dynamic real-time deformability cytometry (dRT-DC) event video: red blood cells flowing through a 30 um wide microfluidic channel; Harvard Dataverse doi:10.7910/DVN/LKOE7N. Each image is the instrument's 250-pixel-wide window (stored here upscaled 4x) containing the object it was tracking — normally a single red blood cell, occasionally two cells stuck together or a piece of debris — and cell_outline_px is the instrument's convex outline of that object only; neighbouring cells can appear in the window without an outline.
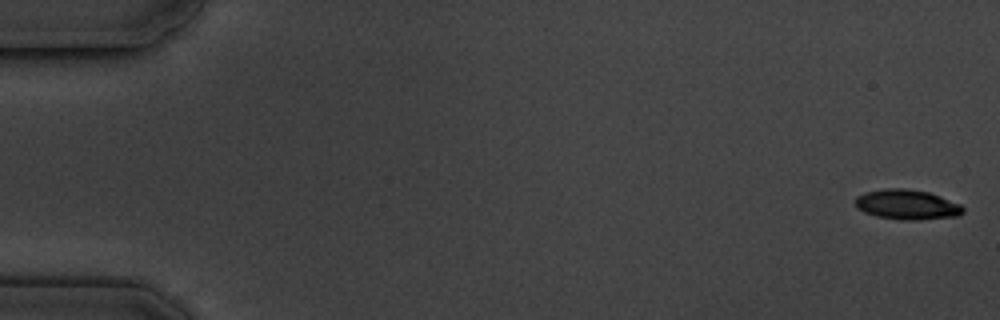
{"species": "common noctule bat (a hibernating species)", "species_latin": "Nyctalus noctula", "temperature_condition": "cold", "stored_images_in_passage": 5, "camera_frame_rate_fps": 3000, "um_per_image_px": 0.085, "animal": {"sex": "male", "body_mass_g": 19.5, "forearm_length_mm": 54.6}, "frame": {"image": 1, "passage_image": 1, "time_ms": 0.0, "image_size_px": [1000, 320], "cell_outline_px": [[964, 212], [956, 216], [916, 220], [900, 220], [876, 216], [864, 212], [856, 208], [856, 196], [864, 192], [884, 188], [904, 188], [928, 192], [940, 196], [960, 204], [964, 208]], "centroid_in_image_um": [77.07, 17.39], "position_along_channel_um": 7.9, "area_um2": 18.84}}
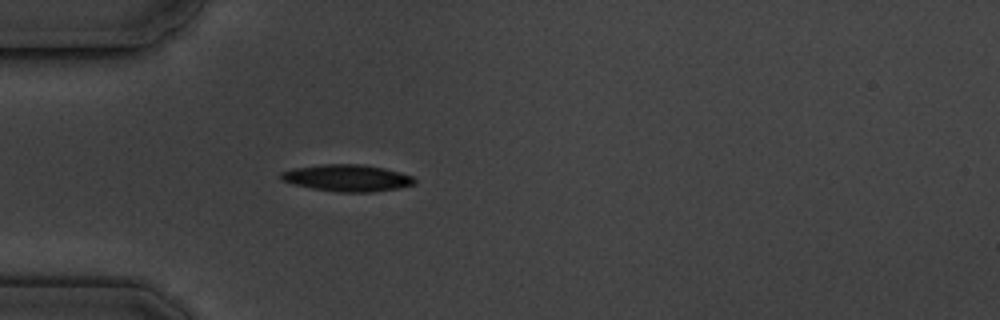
{"frame": {"image": 2, "passage_image": 5, "time_ms": 5.333, "image_size_px": [1000, 320], "cell_outline_px": [[416, 184], [396, 188], [372, 192], [336, 192], [312, 188], [292, 184], [280, 180], [280, 172], [292, 168], [320, 164], [364, 164], [384, 168], [400, 172], [412, 176], [416, 180]], "centroid_in_image_um": [29.48, 15.12], "position_along_channel_um": 55.5, "area_um2": 21.04}}